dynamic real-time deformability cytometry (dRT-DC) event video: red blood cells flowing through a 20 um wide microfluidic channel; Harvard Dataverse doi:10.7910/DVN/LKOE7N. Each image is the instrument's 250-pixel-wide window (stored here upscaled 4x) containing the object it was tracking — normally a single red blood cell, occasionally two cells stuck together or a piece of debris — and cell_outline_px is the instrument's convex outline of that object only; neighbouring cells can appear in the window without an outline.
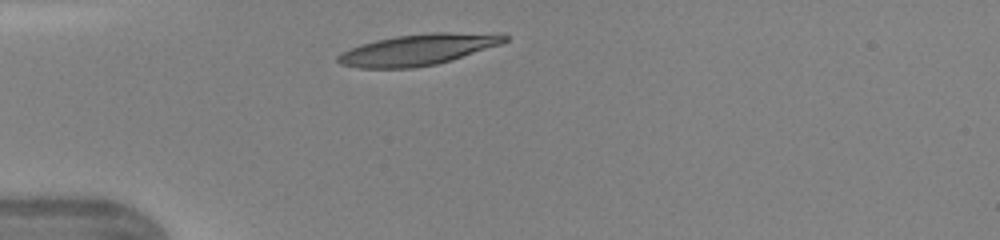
{"species": "human", "species_latin": "Homo sapiens", "temperature_condition": "warm", "stored_images_in_passage": 34, "camera_frame_rate_fps": 3000, "um_per_image_px": 0.085, "donor": {"sex": "female"}, "frame": {"image": 1, "passage_image": 1, "time_ms": 0.0, "image_size_px": [1000, 240], "cell_outline_px": [[508, 40], [500, 44], [452, 60], [436, 64], [412, 68], [360, 68], [340, 64], [336, 60], [336, 56], [340, 52], [360, 44], [376, 40], [396, 36], [432, 32], [504, 32], [508, 36]], "centroid_in_image_um": [35.57, 4.2], "position_along_channel_um": 49.4, "area_um2": 30.63}}
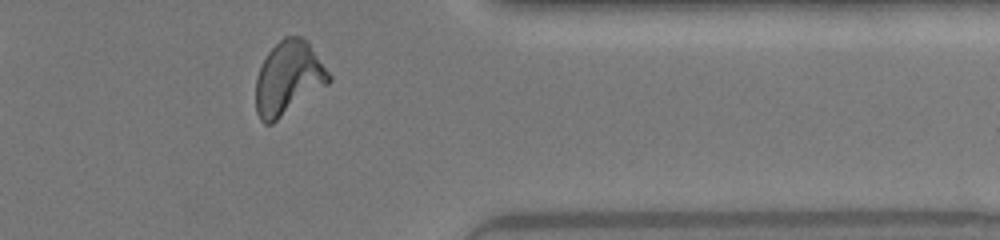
{"frame": {"image": 2, "passage_image": 26, "time_ms": 8.333, "image_size_px": [1000, 240], "cell_outline_px": [[332, 80], [328, 84], [272, 124], [264, 124], [260, 120], [256, 112], [256, 80], [260, 68], [268, 52], [284, 36], [300, 36], [308, 40], [332, 76]], "centroid_in_image_um": [24.53, 6.64], "position_along_channel_um": 386.9, "area_um2": 31.39}}
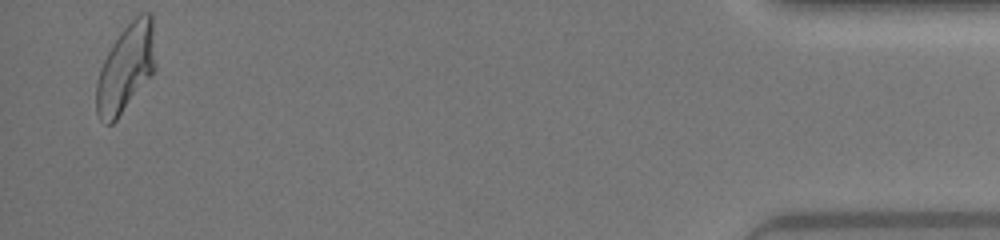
{"frame": {"image": 3, "passage_image": 33, "time_ms": 10.667, "image_size_px": [1000, 240], "cell_outline_px": [[156, 68], [152, 76], [116, 120], [112, 124], [104, 124], [100, 120], [96, 112], [96, 84], [100, 68], [108, 52], [120, 32], [140, 12], [152, 12], [156, 64]], "centroid_in_image_um": [10.72, 5.79], "position_along_channel_um": 424.5, "area_um2": 30.52}, "authors_computed_cell_mechanics": {"area_um2": 30.2583, "velocity_mm_per_s": 4.3694, "shape_relaxation_time_tau1_ms": 6.2043, "shape_relaxation_time_tau2_ms": 1.3185, "deformation_change_tau1": 0.2465, "deformation_change_tau2": 0.1074}}